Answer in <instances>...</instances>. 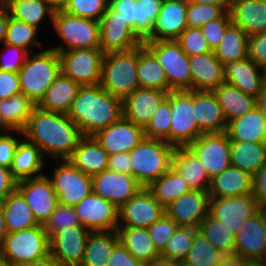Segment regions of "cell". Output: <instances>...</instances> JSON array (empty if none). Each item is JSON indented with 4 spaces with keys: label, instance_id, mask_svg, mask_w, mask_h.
Segmentation results:
<instances>
[{
    "label": "cell",
    "instance_id": "obj_19",
    "mask_svg": "<svg viewBox=\"0 0 266 266\" xmlns=\"http://www.w3.org/2000/svg\"><path fill=\"white\" fill-rule=\"evenodd\" d=\"M142 188L132 175L108 169L92 177L93 193L110 201L118 208L126 204Z\"/></svg>",
    "mask_w": 266,
    "mask_h": 266
},
{
    "label": "cell",
    "instance_id": "obj_66",
    "mask_svg": "<svg viewBox=\"0 0 266 266\" xmlns=\"http://www.w3.org/2000/svg\"><path fill=\"white\" fill-rule=\"evenodd\" d=\"M9 11L4 2L0 5V43H4L6 37L7 26L9 23Z\"/></svg>",
    "mask_w": 266,
    "mask_h": 266
},
{
    "label": "cell",
    "instance_id": "obj_57",
    "mask_svg": "<svg viewBox=\"0 0 266 266\" xmlns=\"http://www.w3.org/2000/svg\"><path fill=\"white\" fill-rule=\"evenodd\" d=\"M232 23L229 11L221 18L212 20L201 27L204 38L212 51L221 43L225 30Z\"/></svg>",
    "mask_w": 266,
    "mask_h": 266
},
{
    "label": "cell",
    "instance_id": "obj_4",
    "mask_svg": "<svg viewBox=\"0 0 266 266\" xmlns=\"http://www.w3.org/2000/svg\"><path fill=\"white\" fill-rule=\"evenodd\" d=\"M174 149L164 140L145 137L129 152L132 176L143 188H147L172 167Z\"/></svg>",
    "mask_w": 266,
    "mask_h": 266
},
{
    "label": "cell",
    "instance_id": "obj_71",
    "mask_svg": "<svg viewBox=\"0 0 266 266\" xmlns=\"http://www.w3.org/2000/svg\"><path fill=\"white\" fill-rule=\"evenodd\" d=\"M145 266H182V264L180 262L167 260L160 257L152 263L145 264Z\"/></svg>",
    "mask_w": 266,
    "mask_h": 266
},
{
    "label": "cell",
    "instance_id": "obj_64",
    "mask_svg": "<svg viewBox=\"0 0 266 266\" xmlns=\"http://www.w3.org/2000/svg\"><path fill=\"white\" fill-rule=\"evenodd\" d=\"M108 170L132 175V165L129 152L109 155Z\"/></svg>",
    "mask_w": 266,
    "mask_h": 266
},
{
    "label": "cell",
    "instance_id": "obj_52",
    "mask_svg": "<svg viewBox=\"0 0 266 266\" xmlns=\"http://www.w3.org/2000/svg\"><path fill=\"white\" fill-rule=\"evenodd\" d=\"M109 6V0H68L64 12L81 18L100 21Z\"/></svg>",
    "mask_w": 266,
    "mask_h": 266
},
{
    "label": "cell",
    "instance_id": "obj_50",
    "mask_svg": "<svg viewBox=\"0 0 266 266\" xmlns=\"http://www.w3.org/2000/svg\"><path fill=\"white\" fill-rule=\"evenodd\" d=\"M163 0H136V35L144 42L150 35Z\"/></svg>",
    "mask_w": 266,
    "mask_h": 266
},
{
    "label": "cell",
    "instance_id": "obj_27",
    "mask_svg": "<svg viewBox=\"0 0 266 266\" xmlns=\"http://www.w3.org/2000/svg\"><path fill=\"white\" fill-rule=\"evenodd\" d=\"M224 72L225 83L255 98L265 88L264 69L256 65L249 57L225 65Z\"/></svg>",
    "mask_w": 266,
    "mask_h": 266
},
{
    "label": "cell",
    "instance_id": "obj_60",
    "mask_svg": "<svg viewBox=\"0 0 266 266\" xmlns=\"http://www.w3.org/2000/svg\"><path fill=\"white\" fill-rule=\"evenodd\" d=\"M109 6L133 29L136 34V0H109Z\"/></svg>",
    "mask_w": 266,
    "mask_h": 266
},
{
    "label": "cell",
    "instance_id": "obj_78",
    "mask_svg": "<svg viewBox=\"0 0 266 266\" xmlns=\"http://www.w3.org/2000/svg\"><path fill=\"white\" fill-rule=\"evenodd\" d=\"M264 83H265V87H266V68L264 69Z\"/></svg>",
    "mask_w": 266,
    "mask_h": 266
},
{
    "label": "cell",
    "instance_id": "obj_37",
    "mask_svg": "<svg viewBox=\"0 0 266 266\" xmlns=\"http://www.w3.org/2000/svg\"><path fill=\"white\" fill-rule=\"evenodd\" d=\"M139 88L158 89L169 93V84L155 55L144 45L137 47Z\"/></svg>",
    "mask_w": 266,
    "mask_h": 266
},
{
    "label": "cell",
    "instance_id": "obj_47",
    "mask_svg": "<svg viewBox=\"0 0 266 266\" xmlns=\"http://www.w3.org/2000/svg\"><path fill=\"white\" fill-rule=\"evenodd\" d=\"M224 255L198 230L182 266H216Z\"/></svg>",
    "mask_w": 266,
    "mask_h": 266
},
{
    "label": "cell",
    "instance_id": "obj_51",
    "mask_svg": "<svg viewBox=\"0 0 266 266\" xmlns=\"http://www.w3.org/2000/svg\"><path fill=\"white\" fill-rule=\"evenodd\" d=\"M228 10L229 6L201 4L195 1L187 3V27L201 28L204 24L221 18Z\"/></svg>",
    "mask_w": 266,
    "mask_h": 266
},
{
    "label": "cell",
    "instance_id": "obj_6",
    "mask_svg": "<svg viewBox=\"0 0 266 266\" xmlns=\"http://www.w3.org/2000/svg\"><path fill=\"white\" fill-rule=\"evenodd\" d=\"M100 85L122 101L139 88L137 47L104 54Z\"/></svg>",
    "mask_w": 266,
    "mask_h": 266
},
{
    "label": "cell",
    "instance_id": "obj_73",
    "mask_svg": "<svg viewBox=\"0 0 266 266\" xmlns=\"http://www.w3.org/2000/svg\"><path fill=\"white\" fill-rule=\"evenodd\" d=\"M195 2L215 6H229L230 0H195Z\"/></svg>",
    "mask_w": 266,
    "mask_h": 266
},
{
    "label": "cell",
    "instance_id": "obj_76",
    "mask_svg": "<svg viewBox=\"0 0 266 266\" xmlns=\"http://www.w3.org/2000/svg\"><path fill=\"white\" fill-rule=\"evenodd\" d=\"M8 131L7 127L0 121V137Z\"/></svg>",
    "mask_w": 266,
    "mask_h": 266
},
{
    "label": "cell",
    "instance_id": "obj_45",
    "mask_svg": "<svg viewBox=\"0 0 266 266\" xmlns=\"http://www.w3.org/2000/svg\"><path fill=\"white\" fill-rule=\"evenodd\" d=\"M198 231L223 255H235V234L221 221L208 215Z\"/></svg>",
    "mask_w": 266,
    "mask_h": 266
},
{
    "label": "cell",
    "instance_id": "obj_68",
    "mask_svg": "<svg viewBox=\"0 0 266 266\" xmlns=\"http://www.w3.org/2000/svg\"><path fill=\"white\" fill-rule=\"evenodd\" d=\"M245 259L238 255H224L216 266H242Z\"/></svg>",
    "mask_w": 266,
    "mask_h": 266
},
{
    "label": "cell",
    "instance_id": "obj_23",
    "mask_svg": "<svg viewBox=\"0 0 266 266\" xmlns=\"http://www.w3.org/2000/svg\"><path fill=\"white\" fill-rule=\"evenodd\" d=\"M187 3L163 0L151 35L145 41L176 40L187 28Z\"/></svg>",
    "mask_w": 266,
    "mask_h": 266
},
{
    "label": "cell",
    "instance_id": "obj_34",
    "mask_svg": "<svg viewBox=\"0 0 266 266\" xmlns=\"http://www.w3.org/2000/svg\"><path fill=\"white\" fill-rule=\"evenodd\" d=\"M226 134L230 141L266 142V121L255 107L244 116L227 123Z\"/></svg>",
    "mask_w": 266,
    "mask_h": 266
},
{
    "label": "cell",
    "instance_id": "obj_10",
    "mask_svg": "<svg viewBox=\"0 0 266 266\" xmlns=\"http://www.w3.org/2000/svg\"><path fill=\"white\" fill-rule=\"evenodd\" d=\"M170 144L175 148L189 146L200 136V129L194 118L193 90L170 92Z\"/></svg>",
    "mask_w": 266,
    "mask_h": 266
},
{
    "label": "cell",
    "instance_id": "obj_44",
    "mask_svg": "<svg viewBox=\"0 0 266 266\" xmlns=\"http://www.w3.org/2000/svg\"><path fill=\"white\" fill-rule=\"evenodd\" d=\"M248 36L231 23L225 30L221 43L214 49L217 59L225 66L248 57Z\"/></svg>",
    "mask_w": 266,
    "mask_h": 266
},
{
    "label": "cell",
    "instance_id": "obj_48",
    "mask_svg": "<svg viewBox=\"0 0 266 266\" xmlns=\"http://www.w3.org/2000/svg\"><path fill=\"white\" fill-rule=\"evenodd\" d=\"M197 230L191 227H178L160 252V257L182 263L192 246Z\"/></svg>",
    "mask_w": 266,
    "mask_h": 266
},
{
    "label": "cell",
    "instance_id": "obj_7",
    "mask_svg": "<svg viewBox=\"0 0 266 266\" xmlns=\"http://www.w3.org/2000/svg\"><path fill=\"white\" fill-rule=\"evenodd\" d=\"M165 72L171 91L192 90L189 56L176 40L144 41Z\"/></svg>",
    "mask_w": 266,
    "mask_h": 266
},
{
    "label": "cell",
    "instance_id": "obj_5",
    "mask_svg": "<svg viewBox=\"0 0 266 266\" xmlns=\"http://www.w3.org/2000/svg\"><path fill=\"white\" fill-rule=\"evenodd\" d=\"M52 26L58 35L57 39L60 38L62 41L48 47L58 53L76 49H101L99 21L81 18L60 10L54 12Z\"/></svg>",
    "mask_w": 266,
    "mask_h": 266
},
{
    "label": "cell",
    "instance_id": "obj_15",
    "mask_svg": "<svg viewBox=\"0 0 266 266\" xmlns=\"http://www.w3.org/2000/svg\"><path fill=\"white\" fill-rule=\"evenodd\" d=\"M74 209L81 225L91 232L117 231L118 229L119 208L93 192Z\"/></svg>",
    "mask_w": 266,
    "mask_h": 266
},
{
    "label": "cell",
    "instance_id": "obj_49",
    "mask_svg": "<svg viewBox=\"0 0 266 266\" xmlns=\"http://www.w3.org/2000/svg\"><path fill=\"white\" fill-rule=\"evenodd\" d=\"M170 92L167 98L159 105L154 115L144 128L146 138L164 140L170 144Z\"/></svg>",
    "mask_w": 266,
    "mask_h": 266
},
{
    "label": "cell",
    "instance_id": "obj_58",
    "mask_svg": "<svg viewBox=\"0 0 266 266\" xmlns=\"http://www.w3.org/2000/svg\"><path fill=\"white\" fill-rule=\"evenodd\" d=\"M22 138V130H8L0 137V166L10 169L16 147Z\"/></svg>",
    "mask_w": 266,
    "mask_h": 266
},
{
    "label": "cell",
    "instance_id": "obj_67",
    "mask_svg": "<svg viewBox=\"0 0 266 266\" xmlns=\"http://www.w3.org/2000/svg\"><path fill=\"white\" fill-rule=\"evenodd\" d=\"M13 266H58L57 261L53 258V256L49 253L43 258L32 262L18 263L13 264Z\"/></svg>",
    "mask_w": 266,
    "mask_h": 266
},
{
    "label": "cell",
    "instance_id": "obj_72",
    "mask_svg": "<svg viewBox=\"0 0 266 266\" xmlns=\"http://www.w3.org/2000/svg\"><path fill=\"white\" fill-rule=\"evenodd\" d=\"M47 3L54 11L63 10L68 4V0H42Z\"/></svg>",
    "mask_w": 266,
    "mask_h": 266
},
{
    "label": "cell",
    "instance_id": "obj_77",
    "mask_svg": "<svg viewBox=\"0 0 266 266\" xmlns=\"http://www.w3.org/2000/svg\"><path fill=\"white\" fill-rule=\"evenodd\" d=\"M262 219H263V226H264V231L266 235V209L262 208Z\"/></svg>",
    "mask_w": 266,
    "mask_h": 266
},
{
    "label": "cell",
    "instance_id": "obj_11",
    "mask_svg": "<svg viewBox=\"0 0 266 266\" xmlns=\"http://www.w3.org/2000/svg\"><path fill=\"white\" fill-rule=\"evenodd\" d=\"M61 71L81 86L98 85L104 52L101 49H76L60 52Z\"/></svg>",
    "mask_w": 266,
    "mask_h": 266
},
{
    "label": "cell",
    "instance_id": "obj_21",
    "mask_svg": "<svg viewBox=\"0 0 266 266\" xmlns=\"http://www.w3.org/2000/svg\"><path fill=\"white\" fill-rule=\"evenodd\" d=\"M209 193L201 190H191L165 208L166 214L179 227L197 228L208 216Z\"/></svg>",
    "mask_w": 266,
    "mask_h": 266
},
{
    "label": "cell",
    "instance_id": "obj_74",
    "mask_svg": "<svg viewBox=\"0 0 266 266\" xmlns=\"http://www.w3.org/2000/svg\"><path fill=\"white\" fill-rule=\"evenodd\" d=\"M242 266H266V260H245Z\"/></svg>",
    "mask_w": 266,
    "mask_h": 266
},
{
    "label": "cell",
    "instance_id": "obj_18",
    "mask_svg": "<svg viewBox=\"0 0 266 266\" xmlns=\"http://www.w3.org/2000/svg\"><path fill=\"white\" fill-rule=\"evenodd\" d=\"M165 208L147 188H142L126 204L119 208L118 227L148 229L165 214Z\"/></svg>",
    "mask_w": 266,
    "mask_h": 266
},
{
    "label": "cell",
    "instance_id": "obj_32",
    "mask_svg": "<svg viewBox=\"0 0 266 266\" xmlns=\"http://www.w3.org/2000/svg\"><path fill=\"white\" fill-rule=\"evenodd\" d=\"M81 85L61 72L45 91L37 107L47 112L67 114Z\"/></svg>",
    "mask_w": 266,
    "mask_h": 266
},
{
    "label": "cell",
    "instance_id": "obj_13",
    "mask_svg": "<svg viewBox=\"0 0 266 266\" xmlns=\"http://www.w3.org/2000/svg\"><path fill=\"white\" fill-rule=\"evenodd\" d=\"M16 190L30 206L35 220L45 225L59 204L52 182L47 175L17 182Z\"/></svg>",
    "mask_w": 266,
    "mask_h": 266
},
{
    "label": "cell",
    "instance_id": "obj_46",
    "mask_svg": "<svg viewBox=\"0 0 266 266\" xmlns=\"http://www.w3.org/2000/svg\"><path fill=\"white\" fill-rule=\"evenodd\" d=\"M39 32L40 30L38 28L21 20L9 17L4 43L23 47L29 53H33V49L36 47L43 50L45 47L42 46V42L38 39Z\"/></svg>",
    "mask_w": 266,
    "mask_h": 266
},
{
    "label": "cell",
    "instance_id": "obj_14",
    "mask_svg": "<svg viewBox=\"0 0 266 266\" xmlns=\"http://www.w3.org/2000/svg\"><path fill=\"white\" fill-rule=\"evenodd\" d=\"M189 147L199 157L210 179L231 166V141L226 132L201 134Z\"/></svg>",
    "mask_w": 266,
    "mask_h": 266
},
{
    "label": "cell",
    "instance_id": "obj_39",
    "mask_svg": "<svg viewBox=\"0 0 266 266\" xmlns=\"http://www.w3.org/2000/svg\"><path fill=\"white\" fill-rule=\"evenodd\" d=\"M119 242L117 231L90 232L80 266H108L113 250Z\"/></svg>",
    "mask_w": 266,
    "mask_h": 266
},
{
    "label": "cell",
    "instance_id": "obj_56",
    "mask_svg": "<svg viewBox=\"0 0 266 266\" xmlns=\"http://www.w3.org/2000/svg\"><path fill=\"white\" fill-rule=\"evenodd\" d=\"M178 227L179 225L165 213L148 228L150 238L159 252L164 249Z\"/></svg>",
    "mask_w": 266,
    "mask_h": 266
},
{
    "label": "cell",
    "instance_id": "obj_22",
    "mask_svg": "<svg viewBox=\"0 0 266 266\" xmlns=\"http://www.w3.org/2000/svg\"><path fill=\"white\" fill-rule=\"evenodd\" d=\"M235 255L245 260H266V235L262 208L235 234Z\"/></svg>",
    "mask_w": 266,
    "mask_h": 266
},
{
    "label": "cell",
    "instance_id": "obj_29",
    "mask_svg": "<svg viewBox=\"0 0 266 266\" xmlns=\"http://www.w3.org/2000/svg\"><path fill=\"white\" fill-rule=\"evenodd\" d=\"M172 168L187 180L192 190L209 192L211 179L199 157L189 146L174 149Z\"/></svg>",
    "mask_w": 266,
    "mask_h": 266
},
{
    "label": "cell",
    "instance_id": "obj_65",
    "mask_svg": "<svg viewBox=\"0 0 266 266\" xmlns=\"http://www.w3.org/2000/svg\"><path fill=\"white\" fill-rule=\"evenodd\" d=\"M17 181L12 177L10 169L0 166V202L16 190Z\"/></svg>",
    "mask_w": 266,
    "mask_h": 266
},
{
    "label": "cell",
    "instance_id": "obj_35",
    "mask_svg": "<svg viewBox=\"0 0 266 266\" xmlns=\"http://www.w3.org/2000/svg\"><path fill=\"white\" fill-rule=\"evenodd\" d=\"M117 232L121 244L138 261L148 264L160 258V252L151 240L148 229L118 227Z\"/></svg>",
    "mask_w": 266,
    "mask_h": 266
},
{
    "label": "cell",
    "instance_id": "obj_63",
    "mask_svg": "<svg viewBox=\"0 0 266 266\" xmlns=\"http://www.w3.org/2000/svg\"><path fill=\"white\" fill-rule=\"evenodd\" d=\"M252 194L260 208L266 209V163L253 176Z\"/></svg>",
    "mask_w": 266,
    "mask_h": 266
},
{
    "label": "cell",
    "instance_id": "obj_59",
    "mask_svg": "<svg viewBox=\"0 0 266 266\" xmlns=\"http://www.w3.org/2000/svg\"><path fill=\"white\" fill-rule=\"evenodd\" d=\"M248 57L260 68H266V31L248 37Z\"/></svg>",
    "mask_w": 266,
    "mask_h": 266
},
{
    "label": "cell",
    "instance_id": "obj_33",
    "mask_svg": "<svg viewBox=\"0 0 266 266\" xmlns=\"http://www.w3.org/2000/svg\"><path fill=\"white\" fill-rule=\"evenodd\" d=\"M253 176L240 168L230 166L211 179L210 197L229 198L251 194Z\"/></svg>",
    "mask_w": 266,
    "mask_h": 266
},
{
    "label": "cell",
    "instance_id": "obj_26",
    "mask_svg": "<svg viewBox=\"0 0 266 266\" xmlns=\"http://www.w3.org/2000/svg\"><path fill=\"white\" fill-rule=\"evenodd\" d=\"M193 110L200 135L226 132L227 121L213 91L193 90Z\"/></svg>",
    "mask_w": 266,
    "mask_h": 266
},
{
    "label": "cell",
    "instance_id": "obj_16",
    "mask_svg": "<svg viewBox=\"0 0 266 266\" xmlns=\"http://www.w3.org/2000/svg\"><path fill=\"white\" fill-rule=\"evenodd\" d=\"M90 230L72 226L60 230L49 239L50 254L58 266H80L85 256Z\"/></svg>",
    "mask_w": 266,
    "mask_h": 266
},
{
    "label": "cell",
    "instance_id": "obj_9",
    "mask_svg": "<svg viewBox=\"0 0 266 266\" xmlns=\"http://www.w3.org/2000/svg\"><path fill=\"white\" fill-rule=\"evenodd\" d=\"M56 166L49 176L58 195L59 204L75 207L93 192L92 177L85 175L69 160H54Z\"/></svg>",
    "mask_w": 266,
    "mask_h": 266
},
{
    "label": "cell",
    "instance_id": "obj_31",
    "mask_svg": "<svg viewBox=\"0 0 266 266\" xmlns=\"http://www.w3.org/2000/svg\"><path fill=\"white\" fill-rule=\"evenodd\" d=\"M68 160L85 175L93 177L107 169L109 154L94 136H83Z\"/></svg>",
    "mask_w": 266,
    "mask_h": 266
},
{
    "label": "cell",
    "instance_id": "obj_20",
    "mask_svg": "<svg viewBox=\"0 0 266 266\" xmlns=\"http://www.w3.org/2000/svg\"><path fill=\"white\" fill-rule=\"evenodd\" d=\"M94 138L109 154L131 152L144 138V128L122 116L117 122L99 130Z\"/></svg>",
    "mask_w": 266,
    "mask_h": 266
},
{
    "label": "cell",
    "instance_id": "obj_69",
    "mask_svg": "<svg viewBox=\"0 0 266 266\" xmlns=\"http://www.w3.org/2000/svg\"><path fill=\"white\" fill-rule=\"evenodd\" d=\"M256 107L262 112L266 121V87L256 97Z\"/></svg>",
    "mask_w": 266,
    "mask_h": 266
},
{
    "label": "cell",
    "instance_id": "obj_36",
    "mask_svg": "<svg viewBox=\"0 0 266 266\" xmlns=\"http://www.w3.org/2000/svg\"><path fill=\"white\" fill-rule=\"evenodd\" d=\"M223 115L228 122L244 116L256 107V98L237 87L223 83L213 90Z\"/></svg>",
    "mask_w": 266,
    "mask_h": 266
},
{
    "label": "cell",
    "instance_id": "obj_8",
    "mask_svg": "<svg viewBox=\"0 0 266 266\" xmlns=\"http://www.w3.org/2000/svg\"><path fill=\"white\" fill-rule=\"evenodd\" d=\"M0 251L12 264L45 257L50 253V246L44 225L8 233Z\"/></svg>",
    "mask_w": 266,
    "mask_h": 266
},
{
    "label": "cell",
    "instance_id": "obj_54",
    "mask_svg": "<svg viewBox=\"0 0 266 266\" xmlns=\"http://www.w3.org/2000/svg\"><path fill=\"white\" fill-rule=\"evenodd\" d=\"M176 41L188 56L212 52L207 40L203 36L201 28L187 27Z\"/></svg>",
    "mask_w": 266,
    "mask_h": 266
},
{
    "label": "cell",
    "instance_id": "obj_3",
    "mask_svg": "<svg viewBox=\"0 0 266 266\" xmlns=\"http://www.w3.org/2000/svg\"><path fill=\"white\" fill-rule=\"evenodd\" d=\"M35 50L28 54L18 76L21 92L37 105L62 71L60 54L56 50L49 47Z\"/></svg>",
    "mask_w": 266,
    "mask_h": 266
},
{
    "label": "cell",
    "instance_id": "obj_30",
    "mask_svg": "<svg viewBox=\"0 0 266 266\" xmlns=\"http://www.w3.org/2000/svg\"><path fill=\"white\" fill-rule=\"evenodd\" d=\"M45 159L41 149L23 137L16 147L10 167L12 177L18 182L44 175L42 171L47 166Z\"/></svg>",
    "mask_w": 266,
    "mask_h": 266
},
{
    "label": "cell",
    "instance_id": "obj_62",
    "mask_svg": "<svg viewBox=\"0 0 266 266\" xmlns=\"http://www.w3.org/2000/svg\"><path fill=\"white\" fill-rule=\"evenodd\" d=\"M108 266H145V264L138 261L127 251L121 242H119L113 250Z\"/></svg>",
    "mask_w": 266,
    "mask_h": 266
},
{
    "label": "cell",
    "instance_id": "obj_53",
    "mask_svg": "<svg viewBox=\"0 0 266 266\" xmlns=\"http://www.w3.org/2000/svg\"><path fill=\"white\" fill-rule=\"evenodd\" d=\"M81 225L74 207L58 204L44 225L45 231L50 239L55 233L72 226Z\"/></svg>",
    "mask_w": 266,
    "mask_h": 266
},
{
    "label": "cell",
    "instance_id": "obj_25",
    "mask_svg": "<svg viewBox=\"0 0 266 266\" xmlns=\"http://www.w3.org/2000/svg\"><path fill=\"white\" fill-rule=\"evenodd\" d=\"M192 90L213 91L225 83L224 65L214 51L189 56Z\"/></svg>",
    "mask_w": 266,
    "mask_h": 266
},
{
    "label": "cell",
    "instance_id": "obj_55",
    "mask_svg": "<svg viewBox=\"0 0 266 266\" xmlns=\"http://www.w3.org/2000/svg\"><path fill=\"white\" fill-rule=\"evenodd\" d=\"M0 53V70L18 73L23 67L29 52L20 46L2 43Z\"/></svg>",
    "mask_w": 266,
    "mask_h": 266
},
{
    "label": "cell",
    "instance_id": "obj_17",
    "mask_svg": "<svg viewBox=\"0 0 266 266\" xmlns=\"http://www.w3.org/2000/svg\"><path fill=\"white\" fill-rule=\"evenodd\" d=\"M99 23L100 48L104 53L129 51L143 44L129 24L120 18L118 12L110 6Z\"/></svg>",
    "mask_w": 266,
    "mask_h": 266
},
{
    "label": "cell",
    "instance_id": "obj_2",
    "mask_svg": "<svg viewBox=\"0 0 266 266\" xmlns=\"http://www.w3.org/2000/svg\"><path fill=\"white\" fill-rule=\"evenodd\" d=\"M67 115L83 136H93L123 116V102L100 84L81 86Z\"/></svg>",
    "mask_w": 266,
    "mask_h": 266
},
{
    "label": "cell",
    "instance_id": "obj_70",
    "mask_svg": "<svg viewBox=\"0 0 266 266\" xmlns=\"http://www.w3.org/2000/svg\"><path fill=\"white\" fill-rule=\"evenodd\" d=\"M8 235V231L5 223L4 212L0 205V248L3 246L5 237Z\"/></svg>",
    "mask_w": 266,
    "mask_h": 266
},
{
    "label": "cell",
    "instance_id": "obj_1",
    "mask_svg": "<svg viewBox=\"0 0 266 266\" xmlns=\"http://www.w3.org/2000/svg\"><path fill=\"white\" fill-rule=\"evenodd\" d=\"M23 137L37 145L45 158L68 160L83 135L77 124L63 113L36 107L24 127Z\"/></svg>",
    "mask_w": 266,
    "mask_h": 266
},
{
    "label": "cell",
    "instance_id": "obj_28",
    "mask_svg": "<svg viewBox=\"0 0 266 266\" xmlns=\"http://www.w3.org/2000/svg\"><path fill=\"white\" fill-rule=\"evenodd\" d=\"M228 11L248 37L266 31V0H230Z\"/></svg>",
    "mask_w": 266,
    "mask_h": 266
},
{
    "label": "cell",
    "instance_id": "obj_12",
    "mask_svg": "<svg viewBox=\"0 0 266 266\" xmlns=\"http://www.w3.org/2000/svg\"><path fill=\"white\" fill-rule=\"evenodd\" d=\"M260 209L252 193L229 198L210 197L208 215L221 221L236 234L243 227L245 221Z\"/></svg>",
    "mask_w": 266,
    "mask_h": 266
},
{
    "label": "cell",
    "instance_id": "obj_42",
    "mask_svg": "<svg viewBox=\"0 0 266 266\" xmlns=\"http://www.w3.org/2000/svg\"><path fill=\"white\" fill-rule=\"evenodd\" d=\"M37 105L22 92L0 100V121L8 130H23Z\"/></svg>",
    "mask_w": 266,
    "mask_h": 266
},
{
    "label": "cell",
    "instance_id": "obj_61",
    "mask_svg": "<svg viewBox=\"0 0 266 266\" xmlns=\"http://www.w3.org/2000/svg\"><path fill=\"white\" fill-rule=\"evenodd\" d=\"M21 93L18 73L0 70V100Z\"/></svg>",
    "mask_w": 266,
    "mask_h": 266
},
{
    "label": "cell",
    "instance_id": "obj_79",
    "mask_svg": "<svg viewBox=\"0 0 266 266\" xmlns=\"http://www.w3.org/2000/svg\"><path fill=\"white\" fill-rule=\"evenodd\" d=\"M181 1L185 3H191V2H194L195 0H181Z\"/></svg>",
    "mask_w": 266,
    "mask_h": 266
},
{
    "label": "cell",
    "instance_id": "obj_38",
    "mask_svg": "<svg viewBox=\"0 0 266 266\" xmlns=\"http://www.w3.org/2000/svg\"><path fill=\"white\" fill-rule=\"evenodd\" d=\"M0 205L4 212L8 233L29 229L39 225L34 218L30 206L17 190L9 194L0 202Z\"/></svg>",
    "mask_w": 266,
    "mask_h": 266
},
{
    "label": "cell",
    "instance_id": "obj_43",
    "mask_svg": "<svg viewBox=\"0 0 266 266\" xmlns=\"http://www.w3.org/2000/svg\"><path fill=\"white\" fill-rule=\"evenodd\" d=\"M153 197L166 208L183 194L191 191L187 180L172 167L147 187Z\"/></svg>",
    "mask_w": 266,
    "mask_h": 266
},
{
    "label": "cell",
    "instance_id": "obj_75",
    "mask_svg": "<svg viewBox=\"0 0 266 266\" xmlns=\"http://www.w3.org/2000/svg\"><path fill=\"white\" fill-rule=\"evenodd\" d=\"M0 266H13V264L0 251Z\"/></svg>",
    "mask_w": 266,
    "mask_h": 266
},
{
    "label": "cell",
    "instance_id": "obj_41",
    "mask_svg": "<svg viewBox=\"0 0 266 266\" xmlns=\"http://www.w3.org/2000/svg\"><path fill=\"white\" fill-rule=\"evenodd\" d=\"M10 17L26 22L39 30H42L43 22L50 21L54 15V10L42 0H4ZM42 26V27H40Z\"/></svg>",
    "mask_w": 266,
    "mask_h": 266
},
{
    "label": "cell",
    "instance_id": "obj_40",
    "mask_svg": "<svg viewBox=\"0 0 266 266\" xmlns=\"http://www.w3.org/2000/svg\"><path fill=\"white\" fill-rule=\"evenodd\" d=\"M231 165L254 176L266 163V142L231 141Z\"/></svg>",
    "mask_w": 266,
    "mask_h": 266
},
{
    "label": "cell",
    "instance_id": "obj_24",
    "mask_svg": "<svg viewBox=\"0 0 266 266\" xmlns=\"http://www.w3.org/2000/svg\"><path fill=\"white\" fill-rule=\"evenodd\" d=\"M168 92L158 89L138 88L123 102V116L137 126L145 128Z\"/></svg>",
    "mask_w": 266,
    "mask_h": 266
}]
</instances>
